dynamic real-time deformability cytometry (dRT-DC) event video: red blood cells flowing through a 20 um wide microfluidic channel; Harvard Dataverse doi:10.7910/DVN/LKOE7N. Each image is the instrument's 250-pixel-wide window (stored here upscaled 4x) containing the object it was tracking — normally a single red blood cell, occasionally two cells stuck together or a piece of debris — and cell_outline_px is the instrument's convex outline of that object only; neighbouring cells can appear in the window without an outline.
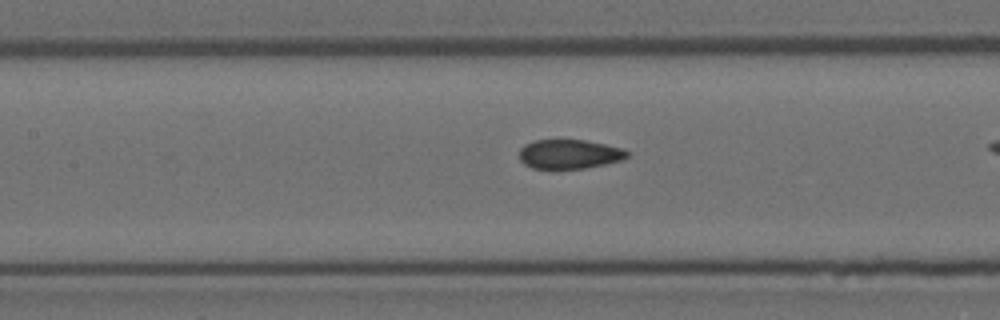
{"species": "Egyptian fruit bat (a non-hibernating species)", "species_latin": "Rousettus aegyptiacus", "temperature_condition": "room temperature", "stored_images_in_passage": 24, "camera_frame_rate_fps": 3000, "um_per_image_px": 0.085, "animal": {"sex": "female"}, "frame": {"image": 1, "passage_image": 8, "time_ms": 2.333, "image_size_px": [1000, 320], "cell_outline_px": [[628, 156], [624, 160], [584, 168], [548, 172], [532, 168], [524, 164], [520, 160], [520, 148], [524, 144], [536, 140], [584, 140], [624, 148], [628, 152]], "centroid_in_image_um": [48.35, 13.14], "position_along_channel_um": 159.0, "area_um2": 19.07}}
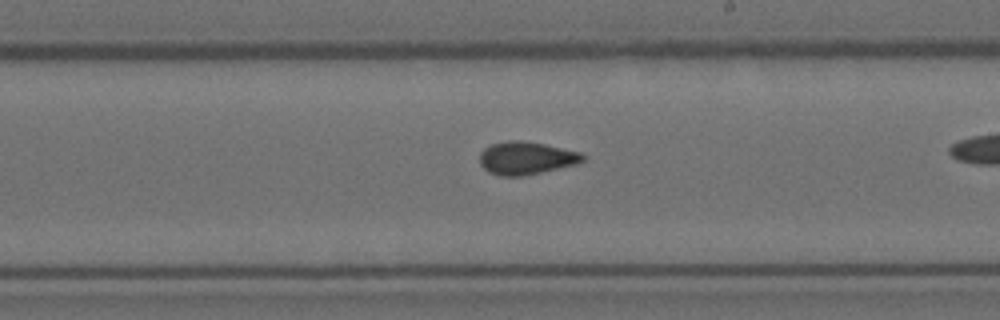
{"frame": {"image": 2, "passage_image": 14, "time_ms": 4.333, "image_size_px": [1000, 320], "cell_outline_px": [[588, 156], [584, 160], [576, 164], [540, 172], [520, 176], [500, 176], [488, 172], [480, 164], [480, 152], [484, 148], [492, 144], [512, 140], [520, 140], [544, 144], [580, 152]], "centroid_in_image_um": [44.72, 13.43], "position_along_channel_um": 244.3, "area_um2": 19.59}}
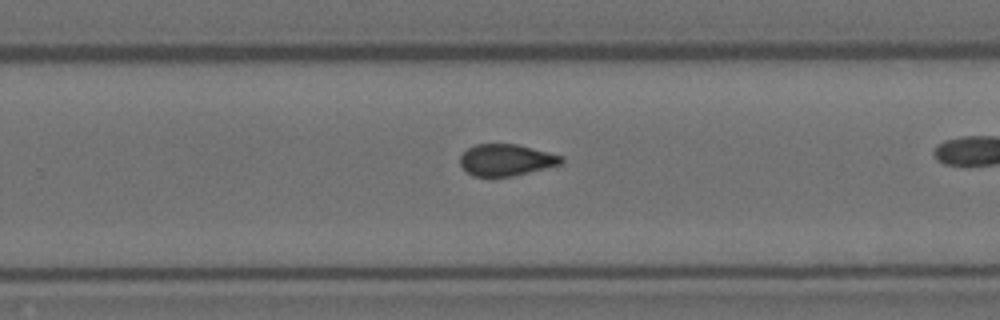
{"frame": {"image": 3, "passage_image": 17, "time_ms": 5.333, "image_size_px": [1000, 320], "cell_outline_px": [[564, 160], [560, 164], [512, 176], [472, 176], [460, 164], [460, 156], [468, 148], [476, 144], [516, 144], [564, 156]], "centroid_in_image_um": [43.01, 13.59], "position_along_channel_um": 286.8, "area_um2": 18.38}}